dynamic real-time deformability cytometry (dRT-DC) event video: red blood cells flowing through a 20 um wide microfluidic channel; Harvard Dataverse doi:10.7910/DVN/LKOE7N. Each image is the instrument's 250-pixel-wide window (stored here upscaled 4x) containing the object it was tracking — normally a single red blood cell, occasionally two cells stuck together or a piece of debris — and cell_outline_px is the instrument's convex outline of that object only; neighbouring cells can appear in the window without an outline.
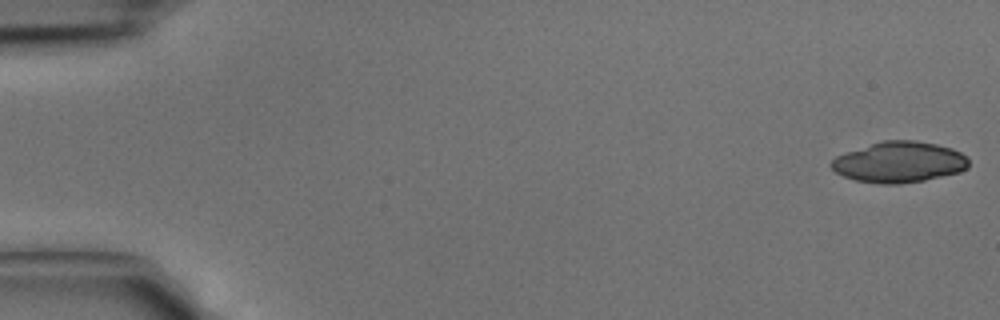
{"species": "common noctule bat (a hibernating species)", "species_latin": "Nyctalus noctula", "temperature_condition": "cold", "stored_images_in_passage": 42, "camera_frame_rate_fps": 3000, "um_per_image_px": 0.085, "animal": {"sex": "male", "body_mass_g": 15.6}, "frame": {"image": 1, "passage_image": 1, "time_ms": 0.0, "image_size_px": [1000, 320], "cell_outline_px": [[968, 168], [960, 172], [924, 180], [900, 184], [876, 184], [856, 180], [844, 176], [836, 172], [828, 164], [836, 156], [880, 140], [916, 140], [936, 144], [952, 148], [960, 152], [968, 160]], "centroid_in_image_um": [76.42, 13.78], "position_along_channel_um": 8.6, "area_um2": 32.77}}